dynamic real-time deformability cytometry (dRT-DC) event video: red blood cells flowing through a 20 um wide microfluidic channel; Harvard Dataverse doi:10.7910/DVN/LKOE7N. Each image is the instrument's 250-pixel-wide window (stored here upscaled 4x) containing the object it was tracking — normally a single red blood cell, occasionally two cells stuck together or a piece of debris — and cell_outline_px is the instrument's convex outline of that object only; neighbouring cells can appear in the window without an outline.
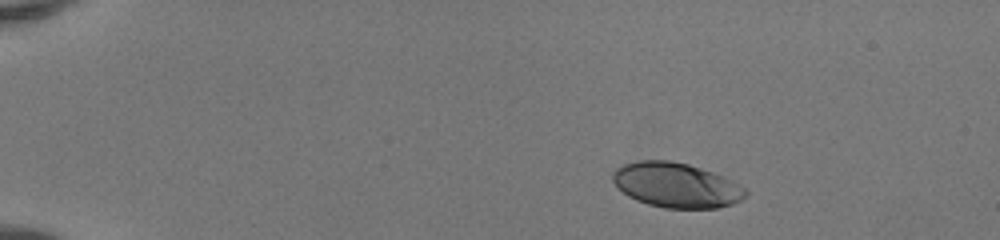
{"species": "human", "species_latin": "Homo sapiens", "temperature_condition": "room temperature", "stored_images_in_passage": 43, "camera_frame_rate_fps": 3000, "um_per_image_px": 0.085, "donor": {"sex": "female"}, "frame": {"image": 1, "passage_image": 1, "time_ms": 0.0, "image_size_px": [1000, 240], "cell_outline_px": [[748, 196], [732, 204], [716, 208], [664, 208], [648, 204], [636, 200], [628, 196], [616, 188], [612, 180], [612, 172], [616, 168], [624, 164], [636, 160], [672, 160], [688, 164], [724, 176], [732, 180], [744, 188], [748, 192]], "centroid_in_image_um": [57.45, 15.73], "position_along_channel_um": 27.5, "area_um2": 34.97}}
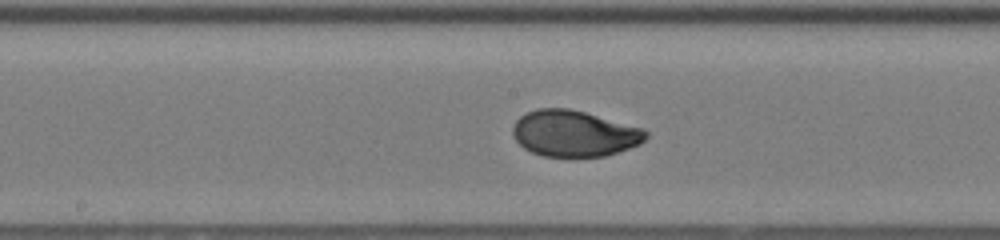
{"frame": {"image": 2, "passage_image": 21, "time_ms": 6.667, "image_size_px": [1000, 240], "cell_outline_px": [[648, 136], [640, 144], [604, 156], [544, 156], [532, 152], [524, 148], [516, 140], [512, 132], [512, 128], [516, 120], [520, 116], [536, 108], [568, 108], [584, 112], [644, 128], [648, 132]], "centroid_in_image_um": [48.8, 11.33], "position_along_channel_um": 199.4, "area_um2": 35.6}}
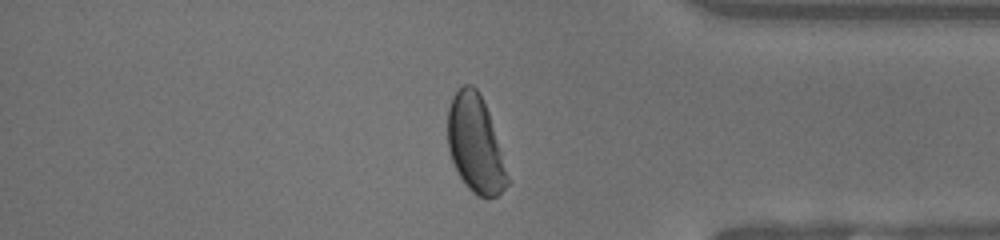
{"frame": {"image": 3, "passage_image": 36, "time_ms": 11.667, "image_size_px": [1000, 240], "cell_outline_px": [[508, 184], [496, 196], [488, 200], [472, 192], [468, 188], [460, 176], [452, 160], [448, 148], [448, 108], [452, 96], [464, 84], [472, 84], [476, 88], [488, 112], [508, 176]], "centroid_in_image_um": [40.38, 12.26], "position_along_channel_um": 394.8, "area_um2": 33.18}, "authors_computed_cell_mechanics": {"area_um2": 35.4314, "velocity_mm_per_s": 4.1548, "shape_relaxation_time_tau1_ms": 3.2813, "shape_relaxation_time_tau2_ms": null, "deformation_change_tau1": 0.1764, "deformation_change_tau2": null}}